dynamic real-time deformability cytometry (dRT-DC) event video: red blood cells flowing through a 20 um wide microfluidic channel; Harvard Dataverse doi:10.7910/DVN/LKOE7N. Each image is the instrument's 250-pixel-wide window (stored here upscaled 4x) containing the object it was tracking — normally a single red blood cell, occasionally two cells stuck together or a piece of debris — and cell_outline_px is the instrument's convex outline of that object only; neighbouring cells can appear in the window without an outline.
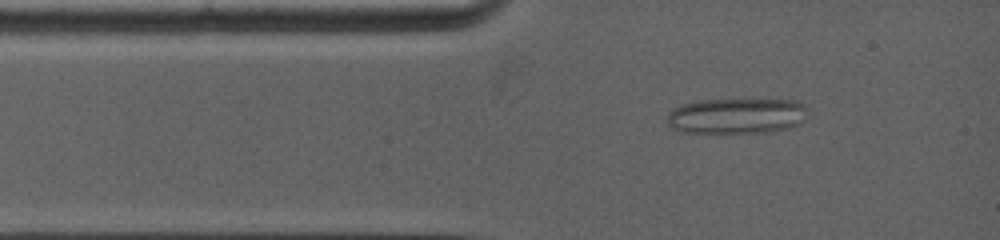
{"species": "common noctule bat (a hibernating species)", "species_latin": "Nyctalus noctula", "temperature_condition": "warm", "stored_images_in_passage": 31, "camera_frame_rate_fps": 5000, "um_per_image_px": 0.085, "animal": {"sex": "female", "body_mass_g": 19.0, "forearm_length_mm": 53.3}, "frame": {"image": 1, "passage_image": 1, "time_ms": 0.0, "image_size_px": [1000, 240], "cell_outline_px": [[808, 112], [804, 120], [800, 124], [788, 128], [768, 132], [716, 136], [676, 132], [664, 120], [668, 112], [684, 104], [696, 100], [752, 96], [800, 100], [808, 108]], "centroid_in_image_um": [62.61, 9.84], "position_along_channel_um": 22.4, "area_um2": 32.25}}
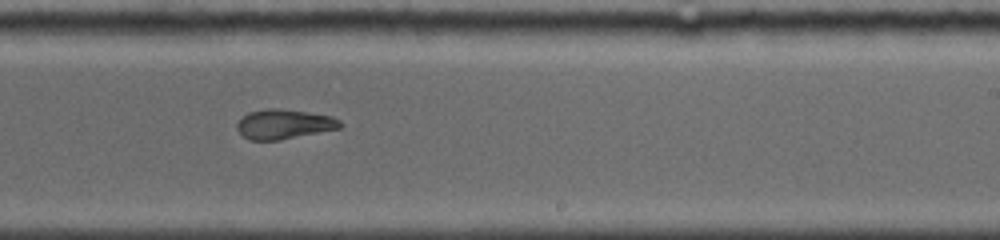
{"frame": {"image": 2, "passage_image": 13, "time_ms": 6.4, "image_size_px": [1000, 240], "cell_outline_px": [[344, 124], [340, 128], [280, 140], [248, 140], [236, 128], [236, 124], [248, 112], [268, 108], [276, 108], [308, 112], [332, 116], [340, 120]], "centroid_in_image_um": [24.15, 10.55], "position_along_channel_um": 264.8, "area_um2": 17.8}}
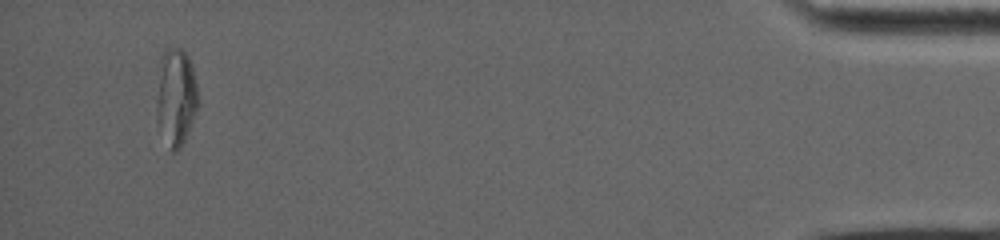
{"frame": {"image": 3, "passage_image": 28, "time_ms": 13.0, "image_size_px": [1000, 240], "cell_outline_px": [[196, 108], [188, 132], [180, 148], [176, 152], [172, 152], [156, 120], [156, 108], [160, 56], [168, 48], [180, 48], [188, 56], [192, 68], [196, 84]], "centroid_in_image_um": [14.92, 8.23], "position_along_channel_um": 420.3, "area_um2": 22.95}, "authors_computed_cell_mechanics": {"area_um2": 19.7676, "velocity_mm_per_s": 3.9978, "shape_relaxation_time_tau1_ms": null, "shape_relaxation_time_tau2_ms": 1.4157, "deformation_change_tau1": null, "deformation_change_tau2": 0.0808}}